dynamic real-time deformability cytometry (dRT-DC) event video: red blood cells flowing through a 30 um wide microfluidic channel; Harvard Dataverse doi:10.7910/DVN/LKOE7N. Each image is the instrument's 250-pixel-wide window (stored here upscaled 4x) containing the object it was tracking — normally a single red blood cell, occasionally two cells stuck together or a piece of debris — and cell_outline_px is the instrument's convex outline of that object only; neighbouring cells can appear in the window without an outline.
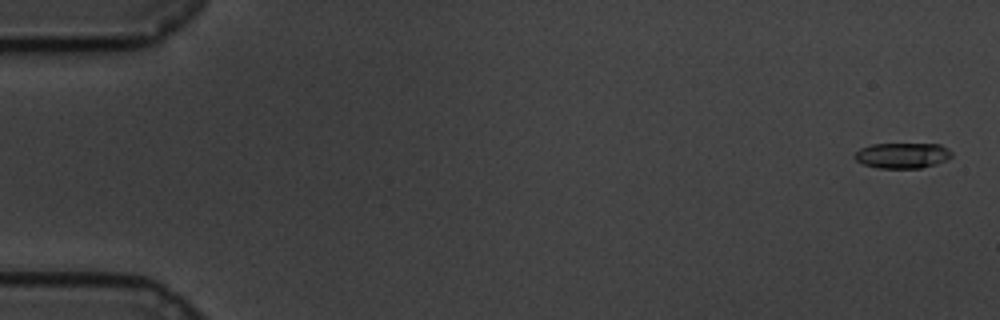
{"species": "common noctule bat (a hibernating species)", "species_latin": "Nyctalus noctula", "temperature_condition": "cold", "stored_images_in_passage": 59, "camera_frame_rate_fps": 3000, "um_per_image_px": 0.085, "animal": {"sex": "male", "body_mass_g": 19.5, "forearm_length_mm": 54.6}, "frame": {"image": 1, "passage_image": 1, "time_ms": 0.0, "image_size_px": [1000, 320], "cell_outline_px": [[952, 156], [948, 160], [936, 164], [920, 168], [876, 168], [864, 164], [856, 160], [852, 156], [860, 148], [872, 144], [940, 144], [948, 148], [952, 152]], "centroid_in_image_um": [76.71, 13.21], "position_along_channel_um": 8.3, "area_um2": 14.57}}
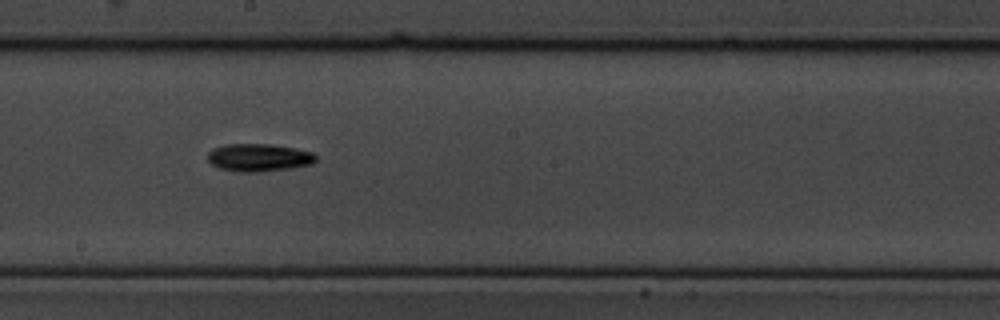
{"frame": {"image": 2, "passage_image": 33, "time_ms": 10.667, "image_size_px": [1000, 320], "cell_outline_px": [[316, 160], [312, 164], [288, 168], [256, 172], [240, 172], [220, 168], [212, 164], [208, 160], [208, 152], [212, 148], [224, 144], [272, 144], [296, 148], [312, 152], [316, 156]], "centroid_in_image_um": [21.99, 13.38], "position_along_channel_um": 226.2, "area_um2": 17.46}}
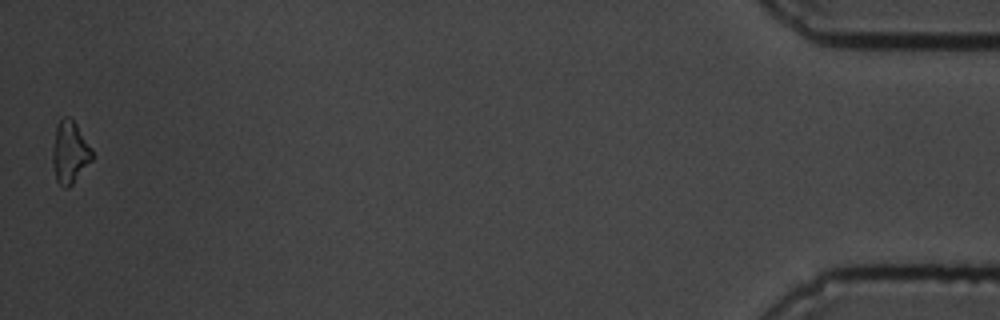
{"frame": {"image": 3, "passage_image": 59, "time_ms": 19.333, "image_size_px": [1000, 320], "cell_outline_px": [[92, 160], [72, 184], [68, 188], [64, 188], [56, 180], [52, 164], [52, 148], [56, 124], [64, 116], [68, 116], [76, 124], [92, 148]], "centroid_in_image_um": [5.91, 12.94], "position_along_channel_um": 429.3, "area_um2": 14.39}, "authors_computed_cell_mechanics": {"area_um2": 14.9124, "velocity_mm_per_s": 3.3791, "shape_relaxation_time_tau1_ms": 4.3792, "shape_relaxation_time_tau2_ms": 9.9367, "deformation_change_tau1": 0.1003, "deformation_change_tau2": 0.1785}}